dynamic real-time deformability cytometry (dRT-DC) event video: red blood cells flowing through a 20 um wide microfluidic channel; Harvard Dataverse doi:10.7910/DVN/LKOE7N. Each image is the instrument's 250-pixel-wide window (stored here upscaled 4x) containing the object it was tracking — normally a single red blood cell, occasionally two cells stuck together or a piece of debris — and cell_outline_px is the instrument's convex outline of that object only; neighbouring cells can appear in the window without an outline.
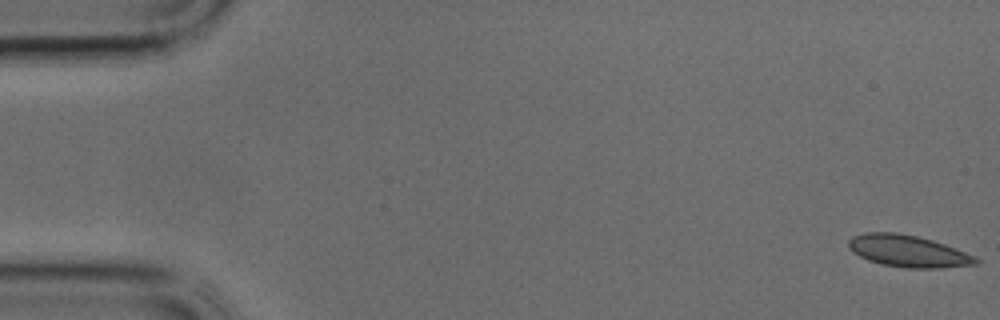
{"species": "common noctule bat (a hibernating species)", "species_latin": "Nyctalus noctula", "temperature_condition": "cold", "stored_images_in_passage": 38, "camera_frame_rate_fps": 3000, "um_per_image_px": 0.085, "animal": {"sex": "male", "body_mass_g": 17.9, "forearm_length_mm": 54.2}, "frame": {"image": 1, "passage_image": 1, "time_ms": 0.0, "image_size_px": [1000, 320], "cell_outline_px": [[980, 264], [940, 268], [904, 268], [880, 264], [868, 260], [852, 252], [848, 248], [848, 240], [852, 236], [864, 232], [896, 232], [916, 236], [932, 240], [944, 244], [976, 256], [980, 260]], "centroid_in_image_um": [77.18, 21.35], "position_along_channel_um": 7.8, "area_um2": 23.87}}
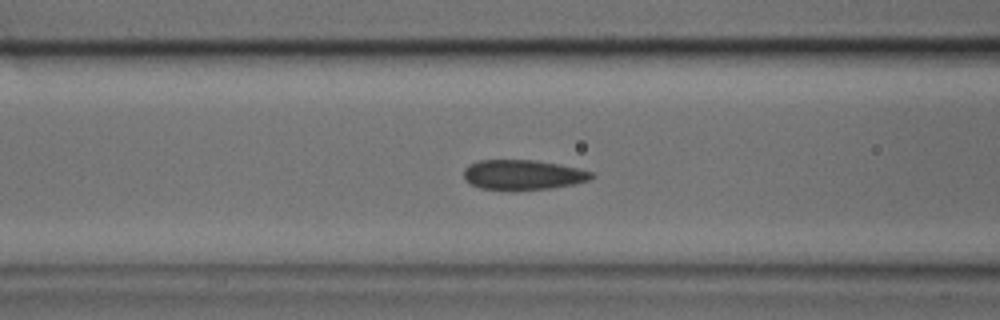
{"frame": {"image": 2, "passage_image": 15, "time_ms": 4.667, "image_size_px": [1000, 320], "cell_outline_px": [[596, 176], [588, 180], [572, 184], [548, 188], [480, 188], [468, 184], [464, 180], [464, 168], [468, 164], [480, 160], [536, 160], [560, 164], [592, 172]], "centroid_in_image_um": [44.41, 14.82], "position_along_channel_um": 122.2, "area_um2": 21.79}}
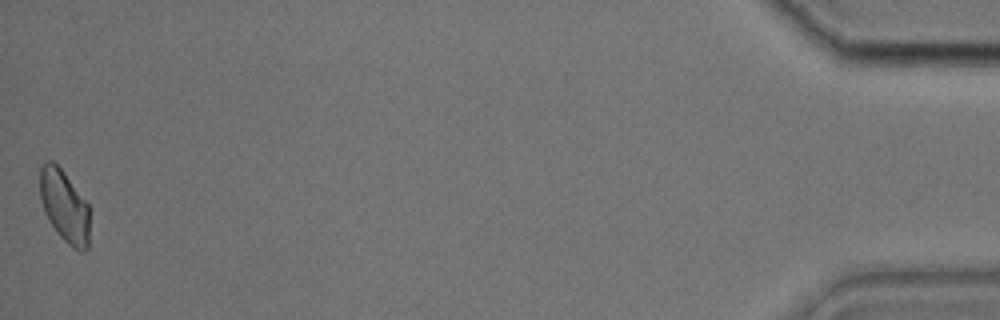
{"frame": {"image": 3, "passage_image": 38, "time_ms": 12.333, "image_size_px": [1000, 320], "cell_outline_px": [[88, 248], [84, 252], [80, 252], [72, 248], [60, 236], [44, 212], [40, 200], [40, 168], [48, 160], [52, 160], [64, 172], [88, 204]], "centroid_in_image_um": [5.47, 17.53], "position_along_channel_um": 429.7, "area_um2": 20.69}}